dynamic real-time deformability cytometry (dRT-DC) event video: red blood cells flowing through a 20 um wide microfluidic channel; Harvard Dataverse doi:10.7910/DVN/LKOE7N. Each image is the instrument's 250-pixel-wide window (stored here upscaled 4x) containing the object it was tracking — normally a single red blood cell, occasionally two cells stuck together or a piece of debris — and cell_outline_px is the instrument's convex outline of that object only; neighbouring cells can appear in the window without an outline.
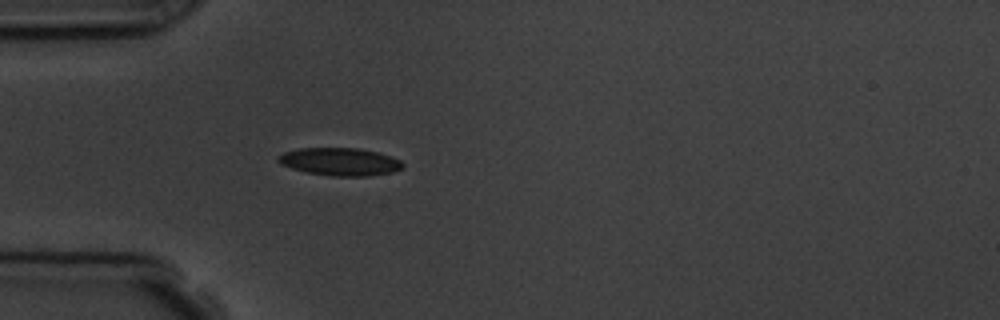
{"species": "common noctule bat (a hibernating species)", "species_latin": "Nyctalus noctula", "temperature_condition": "room temperature", "stored_images_in_passage": 4, "camera_frame_rate_fps": 3000, "um_per_image_px": 0.085, "animal": {"sex": "male", "body_mass_g": 19.5, "forearm_length_mm": 54.6}, "frame": {"image": 1, "passage_image": 4, "time_ms": 4.333, "image_size_px": [1000, 320], "cell_outline_px": [[404, 168], [392, 172], [368, 176], [332, 176], [304, 172], [280, 164], [276, 160], [276, 156], [284, 152], [300, 148], [356, 148], [380, 152], [392, 156], [400, 160], [404, 164]], "centroid_in_image_um": [28.9, 13.74], "position_along_channel_um": 56.1, "area_um2": 20.4}}